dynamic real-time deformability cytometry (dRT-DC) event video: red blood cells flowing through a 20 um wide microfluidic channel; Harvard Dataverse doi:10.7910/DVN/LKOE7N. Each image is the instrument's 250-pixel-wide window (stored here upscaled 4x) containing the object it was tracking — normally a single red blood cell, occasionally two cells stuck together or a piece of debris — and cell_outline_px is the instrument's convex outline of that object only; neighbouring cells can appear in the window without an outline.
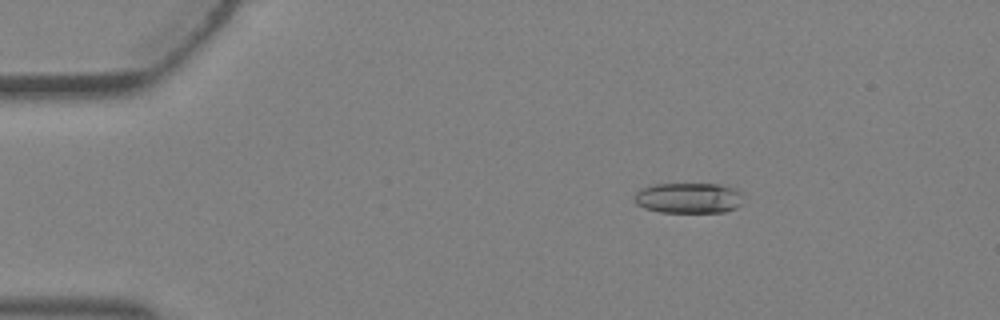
{"species": "Egyptian fruit bat (a non-hibernating species)", "species_latin": "Rousettus aegyptiacus", "temperature_condition": "warm", "stored_images_in_passage": 5, "camera_frame_rate_fps": 3000, "um_per_image_px": 0.085, "animal": {"sex": "female"}, "frame": {"image": 1, "passage_image": 3, "time_ms": 0.667, "image_size_px": [1000, 320], "cell_outline_px": [[744, 192], [740, 204], [736, 208], [724, 212], [660, 212], [644, 208], [636, 204], [632, 200], [636, 192], [640, 188], [652, 184], [716, 184], [736, 188]], "centroid_in_image_um": [58.51, 16.82], "position_along_channel_um": 26.5, "area_um2": 19.71}}
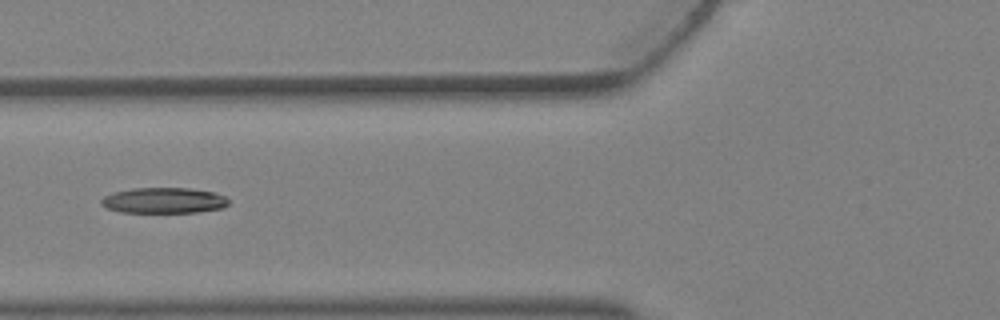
{"frame": {"image": 2, "passage_image": 5, "time_ms": 1.333, "image_size_px": [1000, 320], "cell_outline_px": [[228, 204], [224, 208], [196, 212], [120, 212], [108, 208], [100, 204], [100, 200], [104, 196], [112, 192], [132, 188], [188, 188], [212, 192], [224, 196], [228, 200]], "centroid_in_image_um": [13.89, 17.03], "position_along_channel_um": 111.9, "area_um2": 19.02}}